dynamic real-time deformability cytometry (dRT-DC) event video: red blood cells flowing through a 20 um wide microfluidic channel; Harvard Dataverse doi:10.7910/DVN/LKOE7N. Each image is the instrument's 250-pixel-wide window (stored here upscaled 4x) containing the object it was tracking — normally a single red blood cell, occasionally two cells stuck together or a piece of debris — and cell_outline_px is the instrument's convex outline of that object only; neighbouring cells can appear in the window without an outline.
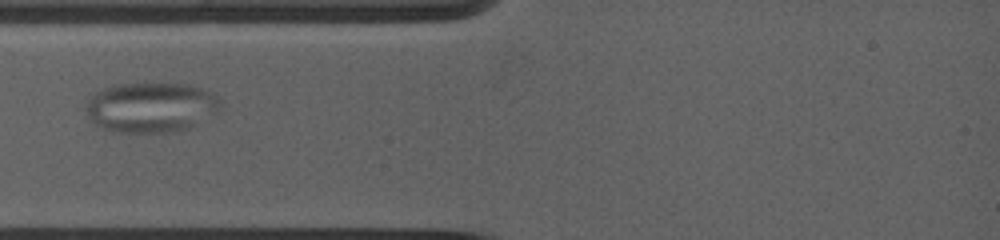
{"species": "common noctule bat (a hibernating species)", "species_latin": "Nyctalus noctula", "temperature_condition": "warm", "stored_images_in_passage": 43, "camera_frame_rate_fps": 5000, "um_per_image_px": 0.085, "animal": {"sex": "female", "body_mass_g": 19.0, "forearm_length_mm": 53.3}, "frame": {"image": 1, "passage_image": 5, "time_ms": 1.4, "image_size_px": [1000, 240], "cell_outline_px": [[216, 108], [212, 112], [184, 128], [168, 132], [120, 132], [108, 128], [92, 116], [88, 112], [88, 104], [100, 92], [108, 88], [120, 84], [184, 84], [200, 88], [212, 96], [216, 100]], "centroid_in_image_um": [12.82, 9.11], "position_along_channel_um": 72.2, "area_um2": 36.18}}
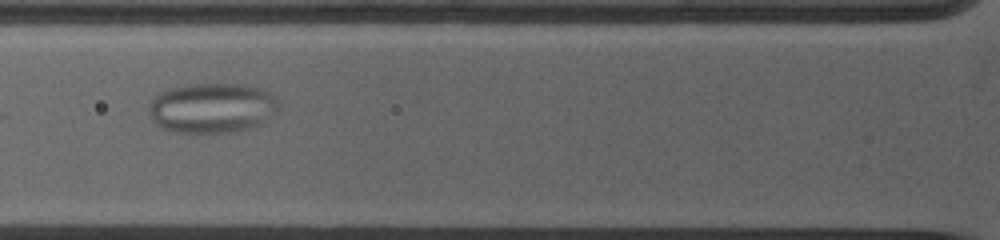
{"frame": {"image": 2, "passage_image": 8, "time_ms": 2.4, "image_size_px": [1000, 240], "cell_outline_px": [[276, 104], [252, 124], [236, 132], [176, 132], [164, 128], [152, 116], [148, 108], [156, 96], [164, 92], [176, 88], [196, 84], [236, 84], [256, 88], [264, 92], [276, 100]], "centroid_in_image_um": [17.88, 9.17], "position_along_channel_um": 107.9, "area_um2": 35.08}}